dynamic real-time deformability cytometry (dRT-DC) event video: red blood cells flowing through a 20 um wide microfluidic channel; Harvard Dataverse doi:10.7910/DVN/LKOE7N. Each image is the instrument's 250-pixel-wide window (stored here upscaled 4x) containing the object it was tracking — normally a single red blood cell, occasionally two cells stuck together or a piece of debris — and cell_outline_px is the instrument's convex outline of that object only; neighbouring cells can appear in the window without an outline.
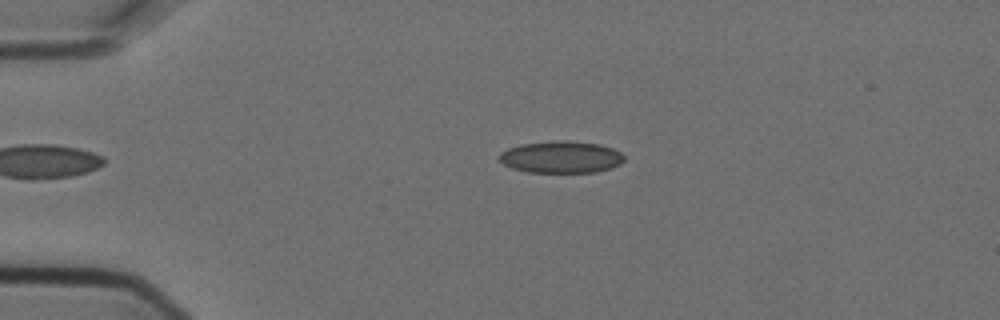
{"species": "Egyptian fruit bat (a non-hibernating species)", "species_latin": "Rousettus aegyptiacus", "temperature_condition": "cold", "stored_images_in_passage": 2, "camera_frame_rate_fps": 3000, "um_per_image_px": 0.085, "animal": {"sex": "female"}, "frame": {"image": 1, "passage_image": 1, "time_ms": 0.0, "image_size_px": [1000, 320], "cell_outline_px": [[624, 160], [620, 164], [612, 168], [596, 172], [528, 172], [512, 168], [504, 164], [496, 156], [500, 152], [508, 148], [520, 144], [564, 140], [568, 140], [600, 144], [612, 148], [620, 152], [624, 156]], "centroid_in_image_um": [47.69, 13.35], "position_along_channel_um": 37.3, "area_um2": 23.35}}